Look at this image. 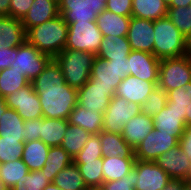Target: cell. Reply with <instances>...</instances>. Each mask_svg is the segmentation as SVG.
<instances>
[{"label": "cell", "mask_w": 191, "mask_h": 190, "mask_svg": "<svg viewBox=\"0 0 191 190\" xmlns=\"http://www.w3.org/2000/svg\"><path fill=\"white\" fill-rule=\"evenodd\" d=\"M31 83L39 97L43 117L68 119L77 105V89L66 84L54 58Z\"/></svg>", "instance_id": "6da1fadb"}, {"label": "cell", "mask_w": 191, "mask_h": 190, "mask_svg": "<svg viewBox=\"0 0 191 190\" xmlns=\"http://www.w3.org/2000/svg\"><path fill=\"white\" fill-rule=\"evenodd\" d=\"M68 24L61 15L30 28L26 40L41 53L54 58L65 49Z\"/></svg>", "instance_id": "7a4b0ae2"}, {"label": "cell", "mask_w": 191, "mask_h": 190, "mask_svg": "<svg viewBox=\"0 0 191 190\" xmlns=\"http://www.w3.org/2000/svg\"><path fill=\"white\" fill-rule=\"evenodd\" d=\"M154 34L153 55L159 60L185 56L186 38L168 17L154 21Z\"/></svg>", "instance_id": "3957f363"}, {"label": "cell", "mask_w": 191, "mask_h": 190, "mask_svg": "<svg viewBox=\"0 0 191 190\" xmlns=\"http://www.w3.org/2000/svg\"><path fill=\"white\" fill-rule=\"evenodd\" d=\"M96 55L84 51L64 49L54 57L61 68L66 84L79 89L90 79Z\"/></svg>", "instance_id": "277c9868"}, {"label": "cell", "mask_w": 191, "mask_h": 190, "mask_svg": "<svg viewBox=\"0 0 191 190\" xmlns=\"http://www.w3.org/2000/svg\"><path fill=\"white\" fill-rule=\"evenodd\" d=\"M104 39L96 21H83L68 24V36L65 49L84 51L97 55L100 43Z\"/></svg>", "instance_id": "5b68a950"}, {"label": "cell", "mask_w": 191, "mask_h": 190, "mask_svg": "<svg viewBox=\"0 0 191 190\" xmlns=\"http://www.w3.org/2000/svg\"><path fill=\"white\" fill-rule=\"evenodd\" d=\"M191 82V59L188 56L160 60L158 87L166 93Z\"/></svg>", "instance_id": "8992f818"}, {"label": "cell", "mask_w": 191, "mask_h": 190, "mask_svg": "<svg viewBox=\"0 0 191 190\" xmlns=\"http://www.w3.org/2000/svg\"><path fill=\"white\" fill-rule=\"evenodd\" d=\"M139 113H141V105L128 102L127 99L114 95L103 114L102 130L107 133L122 135L125 124Z\"/></svg>", "instance_id": "52a82bcc"}, {"label": "cell", "mask_w": 191, "mask_h": 190, "mask_svg": "<svg viewBox=\"0 0 191 190\" xmlns=\"http://www.w3.org/2000/svg\"><path fill=\"white\" fill-rule=\"evenodd\" d=\"M107 0H58L59 14L67 24L96 21Z\"/></svg>", "instance_id": "ba28073f"}, {"label": "cell", "mask_w": 191, "mask_h": 190, "mask_svg": "<svg viewBox=\"0 0 191 190\" xmlns=\"http://www.w3.org/2000/svg\"><path fill=\"white\" fill-rule=\"evenodd\" d=\"M52 58L41 53L27 40L17 47V56L11 67L33 81L45 68Z\"/></svg>", "instance_id": "9c48e42d"}, {"label": "cell", "mask_w": 191, "mask_h": 190, "mask_svg": "<svg viewBox=\"0 0 191 190\" xmlns=\"http://www.w3.org/2000/svg\"><path fill=\"white\" fill-rule=\"evenodd\" d=\"M178 144L179 140L173 136V133H162L153 129L134 149V156L136 160L155 161L158 156Z\"/></svg>", "instance_id": "30bf717a"}, {"label": "cell", "mask_w": 191, "mask_h": 190, "mask_svg": "<svg viewBox=\"0 0 191 190\" xmlns=\"http://www.w3.org/2000/svg\"><path fill=\"white\" fill-rule=\"evenodd\" d=\"M4 99L7 107L14 109L24 121L43 117L41 103L32 83Z\"/></svg>", "instance_id": "8fae6325"}, {"label": "cell", "mask_w": 191, "mask_h": 190, "mask_svg": "<svg viewBox=\"0 0 191 190\" xmlns=\"http://www.w3.org/2000/svg\"><path fill=\"white\" fill-rule=\"evenodd\" d=\"M137 184L134 190H162L171 177L155 161L135 160Z\"/></svg>", "instance_id": "7c38bea8"}, {"label": "cell", "mask_w": 191, "mask_h": 190, "mask_svg": "<svg viewBox=\"0 0 191 190\" xmlns=\"http://www.w3.org/2000/svg\"><path fill=\"white\" fill-rule=\"evenodd\" d=\"M127 75L153 82L158 86L160 60L152 53L131 51L128 56Z\"/></svg>", "instance_id": "4fadbf2b"}, {"label": "cell", "mask_w": 191, "mask_h": 190, "mask_svg": "<svg viewBox=\"0 0 191 190\" xmlns=\"http://www.w3.org/2000/svg\"><path fill=\"white\" fill-rule=\"evenodd\" d=\"M154 36V21L131 17L126 36L131 50L153 54Z\"/></svg>", "instance_id": "5bb4252c"}, {"label": "cell", "mask_w": 191, "mask_h": 190, "mask_svg": "<svg viewBox=\"0 0 191 190\" xmlns=\"http://www.w3.org/2000/svg\"><path fill=\"white\" fill-rule=\"evenodd\" d=\"M155 162L171 179L187 180L191 169V161L179 144L158 156Z\"/></svg>", "instance_id": "9a60e30c"}, {"label": "cell", "mask_w": 191, "mask_h": 190, "mask_svg": "<svg viewBox=\"0 0 191 190\" xmlns=\"http://www.w3.org/2000/svg\"><path fill=\"white\" fill-rule=\"evenodd\" d=\"M114 94L109 88L95 86L87 81L81 88L77 89V103L86 110L98 111L105 113L109 105L110 99Z\"/></svg>", "instance_id": "2e32d148"}, {"label": "cell", "mask_w": 191, "mask_h": 190, "mask_svg": "<svg viewBox=\"0 0 191 190\" xmlns=\"http://www.w3.org/2000/svg\"><path fill=\"white\" fill-rule=\"evenodd\" d=\"M155 88L157 85L153 82L127 75L116 88L114 95L142 105Z\"/></svg>", "instance_id": "e0dca14e"}, {"label": "cell", "mask_w": 191, "mask_h": 190, "mask_svg": "<svg viewBox=\"0 0 191 190\" xmlns=\"http://www.w3.org/2000/svg\"><path fill=\"white\" fill-rule=\"evenodd\" d=\"M59 15L58 0H34L21 22L27 32L30 28Z\"/></svg>", "instance_id": "ac0fdd59"}, {"label": "cell", "mask_w": 191, "mask_h": 190, "mask_svg": "<svg viewBox=\"0 0 191 190\" xmlns=\"http://www.w3.org/2000/svg\"><path fill=\"white\" fill-rule=\"evenodd\" d=\"M153 129V117L139 113L125 124L122 137L134 150Z\"/></svg>", "instance_id": "d6986e66"}, {"label": "cell", "mask_w": 191, "mask_h": 190, "mask_svg": "<svg viewBox=\"0 0 191 190\" xmlns=\"http://www.w3.org/2000/svg\"><path fill=\"white\" fill-rule=\"evenodd\" d=\"M154 129L162 133H173L178 140L184 132L186 123L179 112L173 109V106L167 105L153 116Z\"/></svg>", "instance_id": "ffe728a7"}, {"label": "cell", "mask_w": 191, "mask_h": 190, "mask_svg": "<svg viewBox=\"0 0 191 190\" xmlns=\"http://www.w3.org/2000/svg\"><path fill=\"white\" fill-rule=\"evenodd\" d=\"M89 81L95 86L109 88V91L115 94L122 79L121 74L115 68L106 64V60L96 56L90 71Z\"/></svg>", "instance_id": "44dd1931"}, {"label": "cell", "mask_w": 191, "mask_h": 190, "mask_svg": "<svg viewBox=\"0 0 191 190\" xmlns=\"http://www.w3.org/2000/svg\"><path fill=\"white\" fill-rule=\"evenodd\" d=\"M131 17L115 14L107 9L96 18L98 29L103 36L126 37Z\"/></svg>", "instance_id": "7402d4cb"}, {"label": "cell", "mask_w": 191, "mask_h": 190, "mask_svg": "<svg viewBox=\"0 0 191 190\" xmlns=\"http://www.w3.org/2000/svg\"><path fill=\"white\" fill-rule=\"evenodd\" d=\"M26 30L21 20L11 16L0 17V45L16 48L26 41Z\"/></svg>", "instance_id": "603a6c76"}, {"label": "cell", "mask_w": 191, "mask_h": 190, "mask_svg": "<svg viewBox=\"0 0 191 190\" xmlns=\"http://www.w3.org/2000/svg\"><path fill=\"white\" fill-rule=\"evenodd\" d=\"M68 123L80 126L91 135H98L102 131L103 114L98 111L86 110L83 106L77 105L68 117Z\"/></svg>", "instance_id": "cb8c5ba5"}, {"label": "cell", "mask_w": 191, "mask_h": 190, "mask_svg": "<svg viewBox=\"0 0 191 190\" xmlns=\"http://www.w3.org/2000/svg\"><path fill=\"white\" fill-rule=\"evenodd\" d=\"M131 51L127 37L108 35L101 41L96 56L106 61L127 59Z\"/></svg>", "instance_id": "d4e9b609"}, {"label": "cell", "mask_w": 191, "mask_h": 190, "mask_svg": "<svg viewBox=\"0 0 191 190\" xmlns=\"http://www.w3.org/2000/svg\"><path fill=\"white\" fill-rule=\"evenodd\" d=\"M68 119L40 118V140L47 146H60L68 129Z\"/></svg>", "instance_id": "484cf974"}, {"label": "cell", "mask_w": 191, "mask_h": 190, "mask_svg": "<svg viewBox=\"0 0 191 190\" xmlns=\"http://www.w3.org/2000/svg\"><path fill=\"white\" fill-rule=\"evenodd\" d=\"M135 160V157H103V183L123 178L134 167Z\"/></svg>", "instance_id": "4316f807"}, {"label": "cell", "mask_w": 191, "mask_h": 190, "mask_svg": "<svg viewBox=\"0 0 191 190\" xmlns=\"http://www.w3.org/2000/svg\"><path fill=\"white\" fill-rule=\"evenodd\" d=\"M99 139L101 143V152L103 157H135L134 150L123 139L122 135L107 133L102 130L99 133Z\"/></svg>", "instance_id": "83f0119b"}, {"label": "cell", "mask_w": 191, "mask_h": 190, "mask_svg": "<svg viewBox=\"0 0 191 190\" xmlns=\"http://www.w3.org/2000/svg\"><path fill=\"white\" fill-rule=\"evenodd\" d=\"M50 147L41 140H32L24 143L22 160L29 171L41 170L46 163Z\"/></svg>", "instance_id": "f1b7e54d"}, {"label": "cell", "mask_w": 191, "mask_h": 190, "mask_svg": "<svg viewBox=\"0 0 191 190\" xmlns=\"http://www.w3.org/2000/svg\"><path fill=\"white\" fill-rule=\"evenodd\" d=\"M168 6L163 0H132V17L156 21L167 17Z\"/></svg>", "instance_id": "f546056e"}, {"label": "cell", "mask_w": 191, "mask_h": 190, "mask_svg": "<svg viewBox=\"0 0 191 190\" xmlns=\"http://www.w3.org/2000/svg\"><path fill=\"white\" fill-rule=\"evenodd\" d=\"M24 122L14 109L7 108L0 118V137L24 140Z\"/></svg>", "instance_id": "4dcf8cb0"}, {"label": "cell", "mask_w": 191, "mask_h": 190, "mask_svg": "<svg viewBox=\"0 0 191 190\" xmlns=\"http://www.w3.org/2000/svg\"><path fill=\"white\" fill-rule=\"evenodd\" d=\"M47 158L41 171L50 183L53 182L59 171L73 162V158L61 146L50 147Z\"/></svg>", "instance_id": "1f68e13d"}, {"label": "cell", "mask_w": 191, "mask_h": 190, "mask_svg": "<svg viewBox=\"0 0 191 190\" xmlns=\"http://www.w3.org/2000/svg\"><path fill=\"white\" fill-rule=\"evenodd\" d=\"M52 183L62 190H87L84 178L74 162L59 171Z\"/></svg>", "instance_id": "d6a6232c"}, {"label": "cell", "mask_w": 191, "mask_h": 190, "mask_svg": "<svg viewBox=\"0 0 191 190\" xmlns=\"http://www.w3.org/2000/svg\"><path fill=\"white\" fill-rule=\"evenodd\" d=\"M90 136L91 134L80 126L68 124V129L60 146L74 158L82 150Z\"/></svg>", "instance_id": "836d02e7"}, {"label": "cell", "mask_w": 191, "mask_h": 190, "mask_svg": "<svg viewBox=\"0 0 191 190\" xmlns=\"http://www.w3.org/2000/svg\"><path fill=\"white\" fill-rule=\"evenodd\" d=\"M30 83L31 81L14 67L0 70V97L5 98Z\"/></svg>", "instance_id": "e575fe53"}, {"label": "cell", "mask_w": 191, "mask_h": 190, "mask_svg": "<svg viewBox=\"0 0 191 190\" xmlns=\"http://www.w3.org/2000/svg\"><path fill=\"white\" fill-rule=\"evenodd\" d=\"M73 162L78 166L87 187H101L103 184V158Z\"/></svg>", "instance_id": "d590c367"}, {"label": "cell", "mask_w": 191, "mask_h": 190, "mask_svg": "<svg viewBox=\"0 0 191 190\" xmlns=\"http://www.w3.org/2000/svg\"><path fill=\"white\" fill-rule=\"evenodd\" d=\"M28 172L29 169L22 159L0 165V179L9 189L15 186L17 181H21Z\"/></svg>", "instance_id": "8d00e7d4"}, {"label": "cell", "mask_w": 191, "mask_h": 190, "mask_svg": "<svg viewBox=\"0 0 191 190\" xmlns=\"http://www.w3.org/2000/svg\"><path fill=\"white\" fill-rule=\"evenodd\" d=\"M167 99V103L183 115L186 123V113H188V108L191 103V82H188L175 90L168 91Z\"/></svg>", "instance_id": "74e56055"}, {"label": "cell", "mask_w": 191, "mask_h": 190, "mask_svg": "<svg viewBox=\"0 0 191 190\" xmlns=\"http://www.w3.org/2000/svg\"><path fill=\"white\" fill-rule=\"evenodd\" d=\"M167 17L185 38L191 33V6L168 7Z\"/></svg>", "instance_id": "f35d334b"}, {"label": "cell", "mask_w": 191, "mask_h": 190, "mask_svg": "<svg viewBox=\"0 0 191 190\" xmlns=\"http://www.w3.org/2000/svg\"><path fill=\"white\" fill-rule=\"evenodd\" d=\"M167 102V93L157 86L141 105V113L153 117L167 105Z\"/></svg>", "instance_id": "ab89813d"}, {"label": "cell", "mask_w": 191, "mask_h": 190, "mask_svg": "<svg viewBox=\"0 0 191 190\" xmlns=\"http://www.w3.org/2000/svg\"><path fill=\"white\" fill-rule=\"evenodd\" d=\"M48 184L49 180L43 171H29L28 174L24 175V178L21 181H17L15 186L10 190H43Z\"/></svg>", "instance_id": "60d3db41"}, {"label": "cell", "mask_w": 191, "mask_h": 190, "mask_svg": "<svg viewBox=\"0 0 191 190\" xmlns=\"http://www.w3.org/2000/svg\"><path fill=\"white\" fill-rule=\"evenodd\" d=\"M24 140H10L0 137V162H10L22 158Z\"/></svg>", "instance_id": "b9f144b4"}, {"label": "cell", "mask_w": 191, "mask_h": 190, "mask_svg": "<svg viewBox=\"0 0 191 190\" xmlns=\"http://www.w3.org/2000/svg\"><path fill=\"white\" fill-rule=\"evenodd\" d=\"M99 158H103V155L98 134L90 136L82 150L73 158V161H91Z\"/></svg>", "instance_id": "7bdbcfd3"}, {"label": "cell", "mask_w": 191, "mask_h": 190, "mask_svg": "<svg viewBox=\"0 0 191 190\" xmlns=\"http://www.w3.org/2000/svg\"><path fill=\"white\" fill-rule=\"evenodd\" d=\"M137 172L134 168L119 180H113L109 182H104L101 185L103 190H134L137 184Z\"/></svg>", "instance_id": "ee69618b"}, {"label": "cell", "mask_w": 191, "mask_h": 190, "mask_svg": "<svg viewBox=\"0 0 191 190\" xmlns=\"http://www.w3.org/2000/svg\"><path fill=\"white\" fill-rule=\"evenodd\" d=\"M106 9L121 16L132 17V0H107Z\"/></svg>", "instance_id": "f6af8a7d"}, {"label": "cell", "mask_w": 191, "mask_h": 190, "mask_svg": "<svg viewBox=\"0 0 191 190\" xmlns=\"http://www.w3.org/2000/svg\"><path fill=\"white\" fill-rule=\"evenodd\" d=\"M34 0H11L10 16L22 20L32 6Z\"/></svg>", "instance_id": "bcb514c9"}, {"label": "cell", "mask_w": 191, "mask_h": 190, "mask_svg": "<svg viewBox=\"0 0 191 190\" xmlns=\"http://www.w3.org/2000/svg\"><path fill=\"white\" fill-rule=\"evenodd\" d=\"M24 143L32 140H40V118L30 119L24 122Z\"/></svg>", "instance_id": "7dc6e473"}, {"label": "cell", "mask_w": 191, "mask_h": 190, "mask_svg": "<svg viewBox=\"0 0 191 190\" xmlns=\"http://www.w3.org/2000/svg\"><path fill=\"white\" fill-rule=\"evenodd\" d=\"M17 56V47L9 48L0 45V70L9 68L14 63Z\"/></svg>", "instance_id": "c3c4849f"}, {"label": "cell", "mask_w": 191, "mask_h": 190, "mask_svg": "<svg viewBox=\"0 0 191 190\" xmlns=\"http://www.w3.org/2000/svg\"><path fill=\"white\" fill-rule=\"evenodd\" d=\"M179 146L191 161V125L185 126L184 132L179 140Z\"/></svg>", "instance_id": "681fc988"}, {"label": "cell", "mask_w": 191, "mask_h": 190, "mask_svg": "<svg viewBox=\"0 0 191 190\" xmlns=\"http://www.w3.org/2000/svg\"><path fill=\"white\" fill-rule=\"evenodd\" d=\"M128 62L127 58L106 61V64L115 68L121 74V79L123 80L127 76Z\"/></svg>", "instance_id": "f907efd6"}, {"label": "cell", "mask_w": 191, "mask_h": 190, "mask_svg": "<svg viewBox=\"0 0 191 190\" xmlns=\"http://www.w3.org/2000/svg\"><path fill=\"white\" fill-rule=\"evenodd\" d=\"M184 184L183 179H171L162 190H183Z\"/></svg>", "instance_id": "816d5d0a"}, {"label": "cell", "mask_w": 191, "mask_h": 190, "mask_svg": "<svg viewBox=\"0 0 191 190\" xmlns=\"http://www.w3.org/2000/svg\"><path fill=\"white\" fill-rule=\"evenodd\" d=\"M11 0H0V17L10 16Z\"/></svg>", "instance_id": "f5cc1de1"}, {"label": "cell", "mask_w": 191, "mask_h": 190, "mask_svg": "<svg viewBox=\"0 0 191 190\" xmlns=\"http://www.w3.org/2000/svg\"><path fill=\"white\" fill-rule=\"evenodd\" d=\"M191 0H172L168 7H189Z\"/></svg>", "instance_id": "db71d44e"}, {"label": "cell", "mask_w": 191, "mask_h": 190, "mask_svg": "<svg viewBox=\"0 0 191 190\" xmlns=\"http://www.w3.org/2000/svg\"><path fill=\"white\" fill-rule=\"evenodd\" d=\"M186 56L191 59V33L186 37Z\"/></svg>", "instance_id": "11a10c76"}, {"label": "cell", "mask_w": 191, "mask_h": 190, "mask_svg": "<svg viewBox=\"0 0 191 190\" xmlns=\"http://www.w3.org/2000/svg\"><path fill=\"white\" fill-rule=\"evenodd\" d=\"M7 108L8 107L5 103V99L0 97V118Z\"/></svg>", "instance_id": "9f6ffc18"}, {"label": "cell", "mask_w": 191, "mask_h": 190, "mask_svg": "<svg viewBox=\"0 0 191 190\" xmlns=\"http://www.w3.org/2000/svg\"><path fill=\"white\" fill-rule=\"evenodd\" d=\"M186 125H191V103L188 108V113H186Z\"/></svg>", "instance_id": "6f0895ef"}, {"label": "cell", "mask_w": 191, "mask_h": 190, "mask_svg": "<svg viewBox=\"0 0 191 190\" xmlns=\"http://www.w3.org/2000/svg\"><path fill=\"white\" fill-rule=\"evenodd\" d=\"M43 190H62L53 183L48 184Z\"/></svg>", "instance_id": "680465c9"}, {"label": "cell", "mask_w": 191, "mask_h": 190, "mask_svg": "<svg viewBox=\"0 0 191 190\" xmlns=\"http://www.w3.org/2000/svg\"><path fill=\"white\" fill-rule=\"evenodd\" d=\"M183 190H191V181L186 180Z\"/></svg>", "instance_id": "91938a15"}, {"label": "cell", "mask_w": 191, "mask_h": 190, "mask_svg": "<svg viewBox=\"0 0 191 190\" xmlns=\"http://www.w3.org/2000/svg\"><path fill=\"white\" fill-rule=\"evenodd\" d=\"M0 190H10L4 183L3 181L0 179Z\"/></svg>", "instance_id": "94428289"}, {"label": "cell", "mask_w": 191, "mask_h": 190, "mask_svg": "<svg viewBox=\"0 0 191 190\" xmlns=\"http://www.w3.org/2000/svg\"><path fill=\"white\" fill-rule=\"evenodd\" d=\"M87 190H103L101 187H87Z\"/></svg>", "instance_id": "6125c7cd"}, {"label": "cell", "mask_w": 191, "mask_h": 190, "mask_svg": "<svg viewBox=\"0 0 191 190\" xmlns=\"http://www.w3.org/2000/svg\"><path fill=\"white\" fill-rule=\"evenodd\" d=\"M165 2V4L168 6L172 0H163Z\"/></svg>", "instance_id": "be15d7a7"}, {"label": "cell", "mask_w": 191, "mask_h": 190, "mask_svg": "<svg viewBox=\"0 0 191 190\" xmlns=\"http://www.w3.org/2000/svg\"><path fill=\"white\" fill-rule=\"evenodd\" d=\"M187 180H188V181H191V169H190V173H189V175H188V177H187Z\"/></svg>", "instance_id": "e7e4bbea"}]
</instances>
